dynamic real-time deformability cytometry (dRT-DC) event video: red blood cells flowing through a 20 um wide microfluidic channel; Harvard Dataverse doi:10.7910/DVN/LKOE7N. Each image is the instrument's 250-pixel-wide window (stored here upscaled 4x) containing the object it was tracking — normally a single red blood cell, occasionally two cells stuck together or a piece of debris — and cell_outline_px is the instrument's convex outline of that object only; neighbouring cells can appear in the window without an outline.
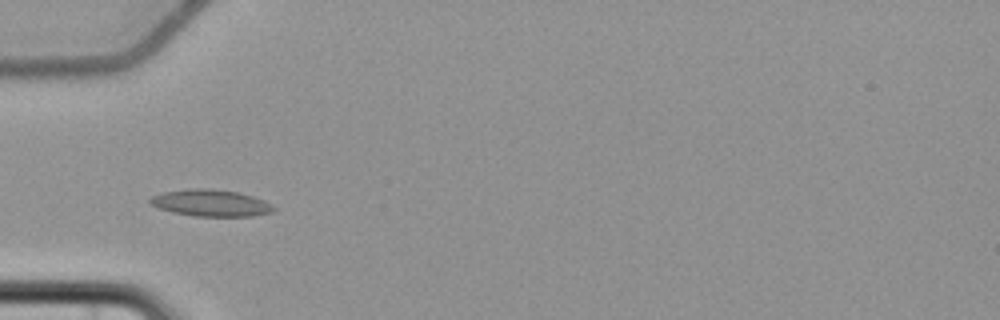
{"species": "common noctule bat (a hibernating species)", "species_latin": "Nyctalus noctula", "temperature_condition": "cold", "stored_images_in_passage": 9, "camera_frame_rate_fps": 3000, "um_per_image_px": 0.085, "animal": {"sex": "female", "body_mass_g": 22.7, "forearm_length_mm": 54.2}, "frame": {"image": 1, "passage_image": 4, "time_ms": 3.667, "image_size_px": [1000, 320], "cell_outline_px": [[276, 208], [272, 212], [252, 216], [196, 216], [172, 212], [148, 204], [148, 200], [152, 196], [164, 192], [188, 188], [212, 188], [240, 192], [264, 200], [272, 204]], "centroid_in_image_um": [17.92, 17.24], "position_along_channel_um": 67.1, "area_um2": 19.42}}
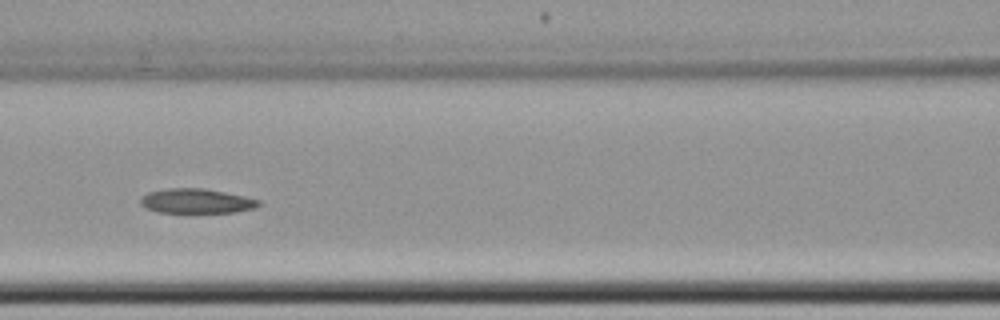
{"frame": {"image": 2, "passage_image": 6, "time_ms": 6.0, "image_size_px": [1000, 320], "cell_outline_px": [[260, 204], [256, 208], [236, 212], [160, 212], [144, 208], [140, 204], [140, 200], [148, 192], [168, 188], [204, 188], [244, 196], [260, 200]], "centroid_in_image_um": [16.7, 17.08], "position_along_channel_um": 149.9, "area_um2": 16.88}}
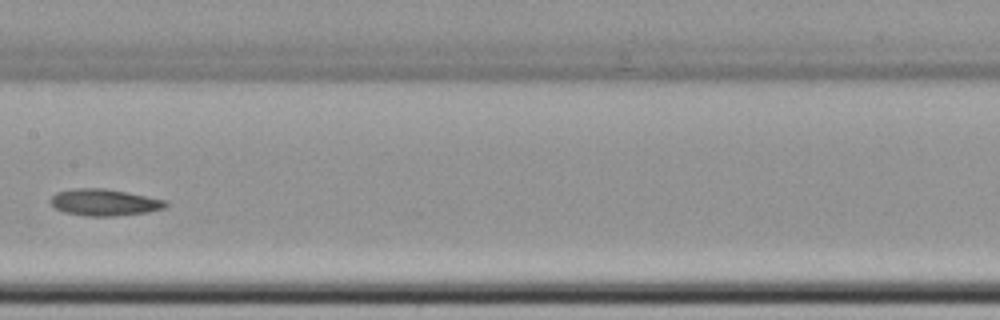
{"frame": {"image": 3, "passage_image": 7, "time_ms": 7.333, "image_size_px": [1000, 320], "cell_outline_px": [[168, 204], [164, 208], [148, 212], [116, 216], [88, 216], [64, 212], [56, 208], [48, 200], [56, 192], [72, 188], [104, 188], [128, 192], [164, 200]], "centroid_in_image_um": [8.84, 17.19], "position_along_channel_um": 198.6, "area_um2": 17.92}}